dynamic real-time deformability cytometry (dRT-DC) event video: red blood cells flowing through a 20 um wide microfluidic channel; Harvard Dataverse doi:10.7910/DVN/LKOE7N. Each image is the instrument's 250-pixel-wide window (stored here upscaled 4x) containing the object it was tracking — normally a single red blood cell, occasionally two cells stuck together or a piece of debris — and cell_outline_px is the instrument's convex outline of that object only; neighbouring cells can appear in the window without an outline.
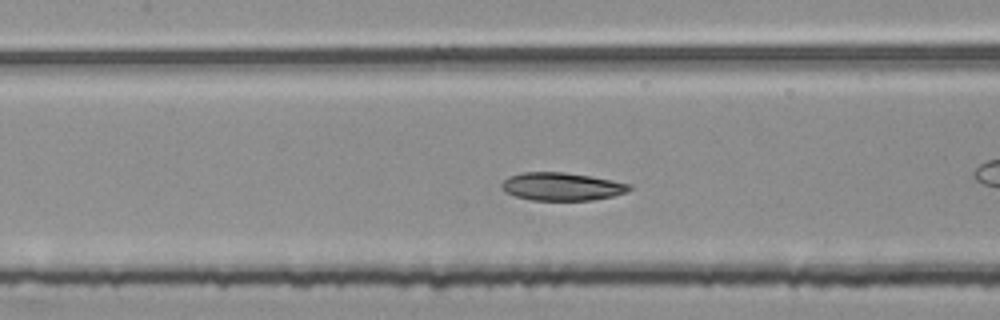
{"species": "common noctule bat (a hibernating species)", "species_latin": "Nyctalus noctula", "temperature_condition": "room temperature", "stored_images_in_passage": 48, "camera_frame_rate_fps": 3000, "um_per_image_px": 0.085, "animal": {"sex": "female", "body_mass_g": 25.1}, "frame": {"image": 1, "passage_image": 21, "time_ms": 6.667, "image_size_px": [1000, 320], "cell_outline_px": [[632, 188], [628, 192], [612, 196], [592, 200], [532, 200], [516, 196], [504, 192], [500, 188], [500, 184], [508, 176], [520, 172], [564, 172], [592, 176], [632, 184]], "centroid_in_image_um": [47.74, 15.85], "position_along_channel_um": 159.7, "area_um2": 21.04}}
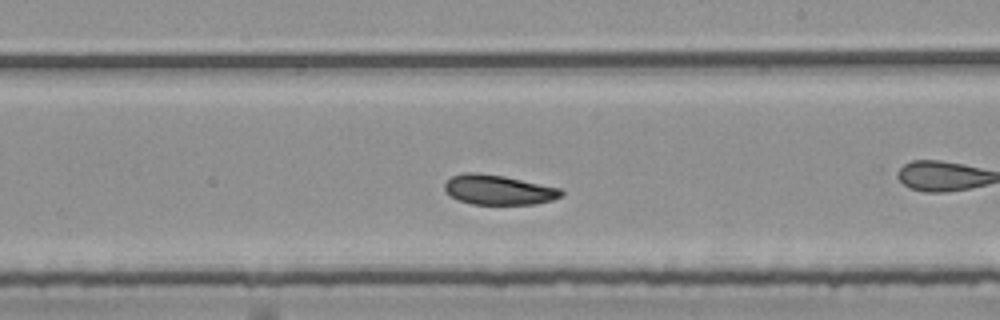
{"frame": {"image": 2, "passage_image": 28, "time_ms": 9.0, "image_size_px": [1000, 320], "cell_outline_px": [[564, 196], [552, 200], [536, 204], [472, 204], [460, 200], [444, 192], [444, 184], [452, 176], [468, 172], [476, 172], [504, 176], [560, 188], [564, 192]], "centroid_in_image_um": [42.39, 16.14], "position_along_channel_um": 246.6, "area_um2": 20.23}, "authors_computed_cell_mechanics": {"area_um2": 21.0392, "velocity_mm_per_s": 3.7507, "shape_relaxation_time_tau1_ms": null, "shape_relaxation_time_tau2_ms": 5.2844, "deformation_change_tau1": null, "deformation_change_tau2": 0.0906}}